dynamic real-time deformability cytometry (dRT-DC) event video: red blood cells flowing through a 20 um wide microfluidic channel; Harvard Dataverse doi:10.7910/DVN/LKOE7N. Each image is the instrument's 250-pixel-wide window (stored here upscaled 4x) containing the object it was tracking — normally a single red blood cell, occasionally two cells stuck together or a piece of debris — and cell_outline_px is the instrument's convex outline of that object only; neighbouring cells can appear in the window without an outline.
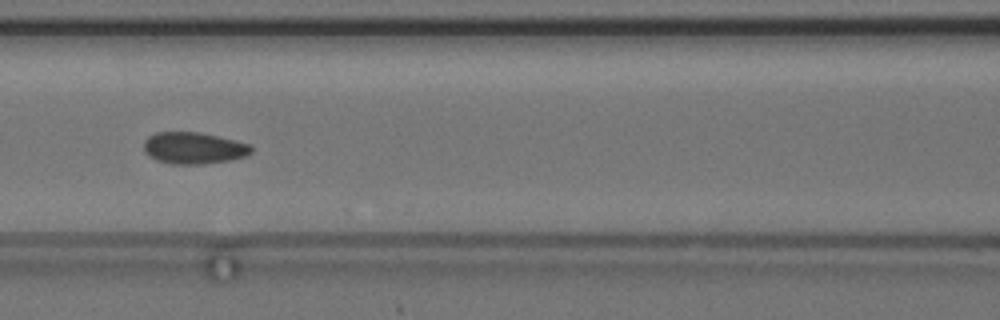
{"species": "common noctule bat (a hibernating species)", "species_latin": "Nyctalus noctula", "temperature_condition": "cold", "stored_images_in_passage": 45, "camera_frame_rate_fps": 3000, "um_per_image_px": 0.085, "animal": {"sex": "female", "body_mass_g": 24.6, "forearm_length_mm": 56.2}, "frame": {"image": 1, "passage_image": 14, "time_ms": 4.333, "image_size_px": [1000, 320], "cell_outline_px": [[252, 152], [244, 156], [228, 160], [204, 164], [172, 164], [156, 160], [148, 156], [144, 152], [144, 140], [148, 136], [156, 132], [200, 132], [248, 144], [252, 148]], "centroid_in_image_um": [16.39, 12.58], "position_along_channel_um": 150.2, "area_um2": 19.71}, "authors_computed_cell_mechanics": {"area_um2": 19.9988, "velocity_mm_per_s": 3.6761, "shape_relaxation_time_tau1_ms": null, "shape_relaxation_time_tau2_ms": 0.7862, "deformation_change_tau1": null, "deformation_change_tau2": 0.0666}}